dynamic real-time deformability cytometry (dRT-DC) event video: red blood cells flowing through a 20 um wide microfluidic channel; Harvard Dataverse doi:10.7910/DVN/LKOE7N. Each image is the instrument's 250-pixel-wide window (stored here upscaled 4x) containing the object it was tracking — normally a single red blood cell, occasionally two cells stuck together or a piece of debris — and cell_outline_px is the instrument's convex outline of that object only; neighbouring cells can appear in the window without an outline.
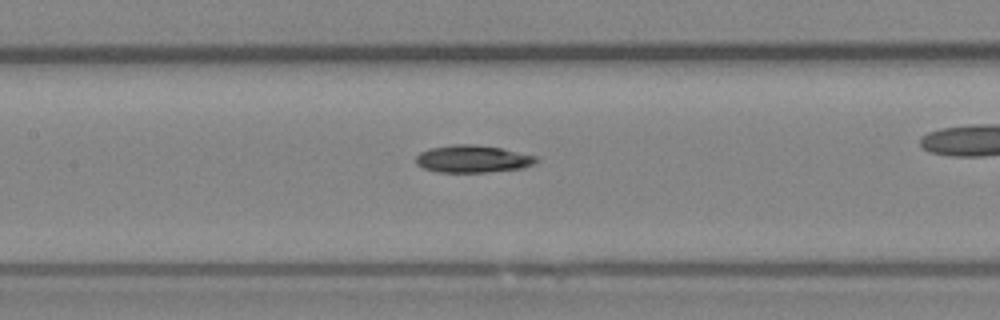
{"species": "Egyptian fruit bat (a non-hibernating species)", "species_latin": "Rousettus aegyptiacus", "temperature_condition": "room temperature", "stored_images_in_passage": 41, "camera_frame_rate_fps": 3000, "um_per_image_px": 0.085, "animal": {"sex": "female"}, "frame": {"image": 1, "passage_image": 24, "time_ms": 7.667, "image_size_px": [1000, 320], "cell_outline_px": [[540, 160], [536, 164], [520, 168], [484, 172], [436, 172], [424, 168], [416, 164], [416, 156], [420, 152], [428, 148], [452, 144], [476, 144], [500, 148], [536, 156]], "centroid_in_image_um": [40.16, 13.5], "position_along_channel_um": 167.2, "area_um2": 19.25}}